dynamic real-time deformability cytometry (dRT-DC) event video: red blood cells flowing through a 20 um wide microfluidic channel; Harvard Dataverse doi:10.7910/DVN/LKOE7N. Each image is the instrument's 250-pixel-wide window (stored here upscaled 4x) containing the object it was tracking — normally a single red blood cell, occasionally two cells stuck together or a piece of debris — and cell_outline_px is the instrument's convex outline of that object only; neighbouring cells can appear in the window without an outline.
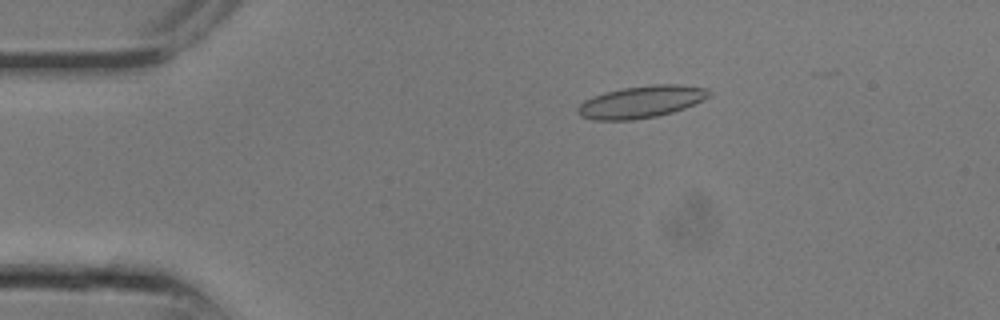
{"species": "common noctule bat (a hibernating species)", "species_latin": "Nyctalus noctula", "temperature_condition": "room temperature", "stored_images_in_passage": 11, "camera_frame_rate_fps": 3000, "um_per_image_px": 0.085, "animal": {"sex": "male", "body_mass_g": 13.3}, "frame": {"image": 1, "passage_image": 4, "time_ms": 1.0, "image_size_px": [1000, 320], "cell_outline_px": [[712, 92], [708, 96], [684, 108], [672, 112], [656, 116], [632, 120], [596, 120], [580, 116], [576, 112], [576, 108], [584, 100], [592, 96], [604, 92], [620, 88], [652, 84], [676, 84], [708, 88]], "centroid_in_image_um": [54.45, 8.65], "position_along_channel_um": 30.6, "area_um2": 24.57}}
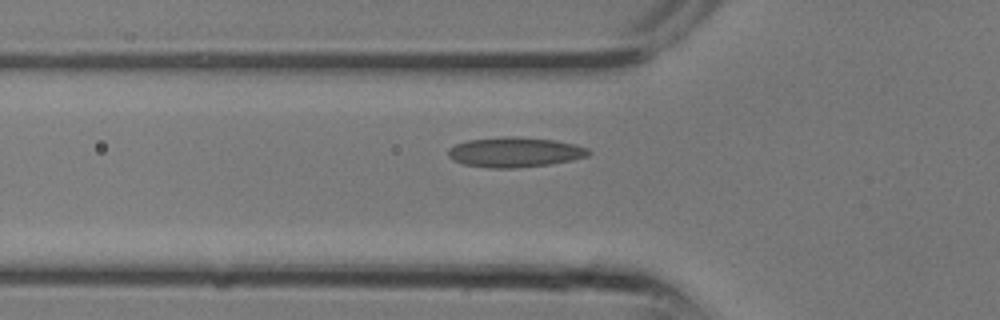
{"frame": {"image": 2, "passage_image": 8, "time_ms": 2.333, "image_size_px": [1000, 320], "cell_outline_px": [[592, 152], [588, 156], [572, 160], [552, 164], [516, 168], [488, 168], [464, 164], [452, 160], [448, 156], [448, 148], [456, 144], [468, 140], [500, 136], [512, 136], [552, 140], [576, 144], [588, 148]], "centroid_in_image_um": [43.76, 12.94], "position_along_channel_um": 82.0, "area_um2": 24.74}}
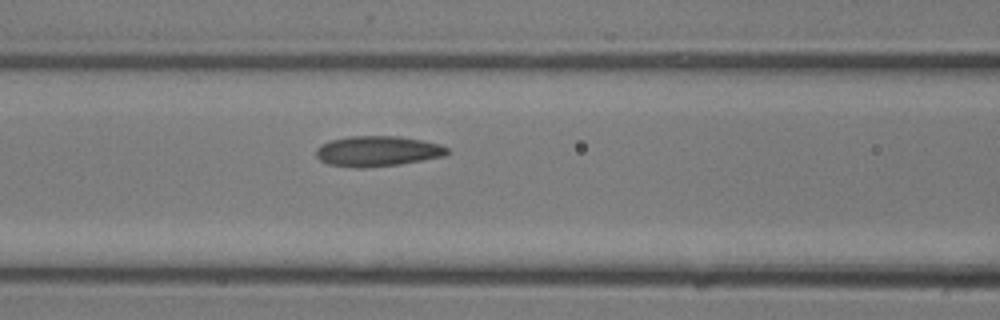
{"frame": {"image": 3, "passage_image": 10, "time_ms": 3.0, "image_size_px": [1000, 320], "cell_outline_px": [[452, 152], [444, 156], [400, 164], [364, 168], [356, 168], [328, 164], [320, 160], [316, 156], [316, 148], [320, 144], [332, 140], [348, 136], [400, 136], [440, 144], [448, 148]], "centroid_in_image_um": [32.09, 12.85], "position_along_channel_um": 134.5, "area_um2": 23.35}}